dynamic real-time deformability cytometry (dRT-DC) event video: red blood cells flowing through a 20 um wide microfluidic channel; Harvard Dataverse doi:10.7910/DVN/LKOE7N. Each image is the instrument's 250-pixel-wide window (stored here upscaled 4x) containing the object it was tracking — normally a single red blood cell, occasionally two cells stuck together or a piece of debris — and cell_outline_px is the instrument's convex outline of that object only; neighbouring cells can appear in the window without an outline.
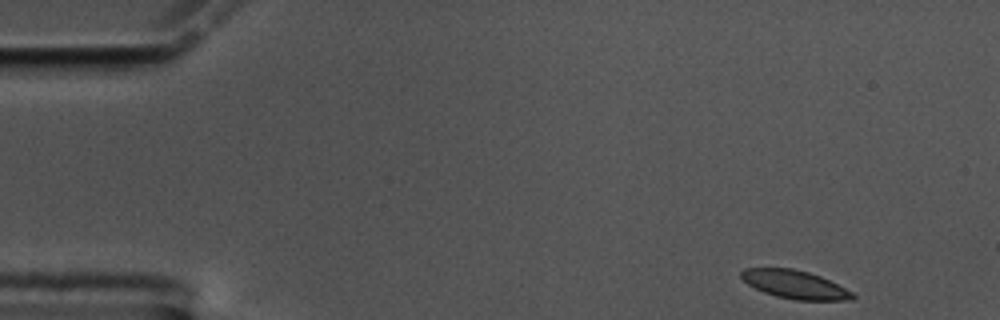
{"species": "common noctule bat (a hibernating species)", "species_latin": "Nyctalus noctula", "temperature_condition": "cold", "stored_images_in_passage": 54, "camera_frame_rate_fps": 3000, "um_per_image_px": 0.085, "animal": {"sex": "male", "body_mass_g": 17.5, "forearm_length_mm": 52.3}, "frame": {"image": 1, "passage_image": 1, "time_ms": 0.0, "image_size_px": [1000, 320], "cell_outline_px": [[856, 296], [852, 300], [796, 300], [776, 296], [764, 292], [748, 284], [740, 276], [740, 272], [744, 268], [792, 268], [808, 272], [820, 276], [852, 292]], "centroid_in_image_um": [67.55, 24.18], "position_along_channel_um": 17.5, "area_um2": 18.15}}
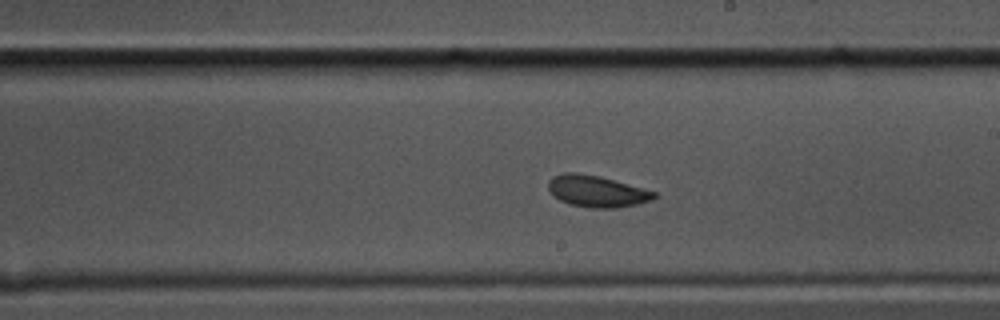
{"frame": {"image": 2, "passage_image": 29, "time_ms": 9.333, "image_size_px": [1000, 320], "cell_outline_px": [[660, 196], [652, 200], [636, 204], [616, 208], [592, 208], [568, 204], [552, 196], [548, 188], [548, 180], [552, 176], [564, 172], [576, 172], [600, 176], [656, 192]], "centroid_in_image_um": [50.7, 16.25], "position_along_channel_um": 238.3, "area_um2": 19.65}}
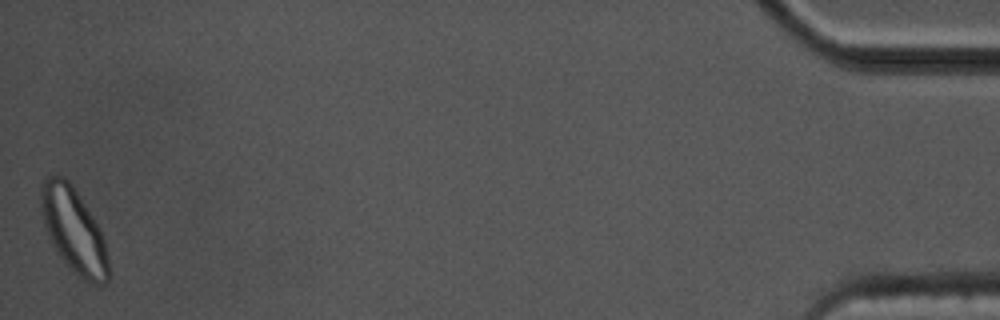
{"frame": {"image": 3, "passage_image": 54, "time_ms": 17.667, "image_size_px": [1000, 320], "cell_outline_px": [[108, 280], [104, 284], [92, 284], [84, 280], [72, 272], [56, 252], [48, 236], [44, 224], [40, 204], [40, 184], [48, 176], [64, 176], [68, 180], [100, 228], [104, 236], [108, 260]], "centroid_in_image_um": [6.25, 19.6], "position_along_channel_um": 428.9, "area_um2": 33.29}, "authors_computed_cell_mechanics": {"area_um2": 19.363, "velocity_mm_per_s": 3.414, "shape_relaxation_time_tau1_ms": 3.5567, "shape_relaxation_time_tau2_ms": 3.701, "deformation_change_tau1": 0.1252, "deformation_change_tau2": 0.0853}}